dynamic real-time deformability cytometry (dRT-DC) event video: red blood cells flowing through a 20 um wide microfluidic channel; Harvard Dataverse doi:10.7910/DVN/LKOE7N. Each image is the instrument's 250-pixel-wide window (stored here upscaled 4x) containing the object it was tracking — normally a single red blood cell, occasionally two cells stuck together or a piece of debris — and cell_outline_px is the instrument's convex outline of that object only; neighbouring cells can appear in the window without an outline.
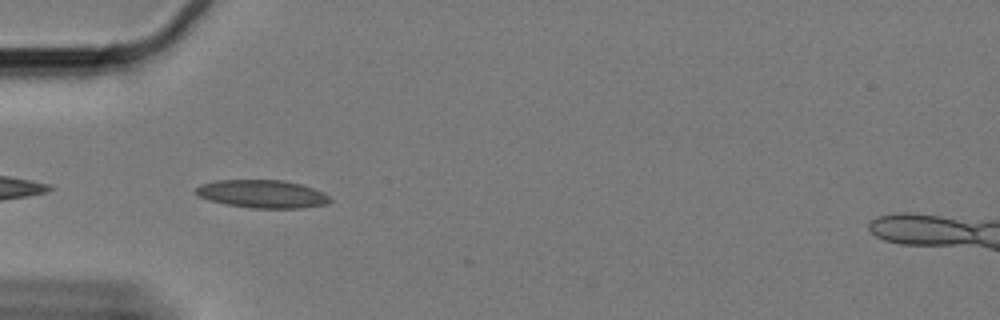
{"species": "Egyptian fruit bat (a non-hibernating species)", "species_latin": "Rousettus aegyptiacus", "temperature_condition": "cold", "stored_images_in_passage": 10, "camera_frame_rate_fps": 3000, "um_per_image_px": 0.085, "animal": {"sex": "female"}, "frame": {"image": 1, "passage_image": 2, "time_ms": 0.333, "image_size_px": [1000, 320], "cell_outline_px": [[332, 200], [328, 204], [304, 208], [252, 208], [224, 204], [208, 200], [192, 192], [200, 184], [216, 180], [284, 180], [300, 184], [324, 192], [332, 196]], "centroid_in_image_um": [22.31, 16.49], "position_along_channel_um": 62.7, "area_um2": 22.2}}
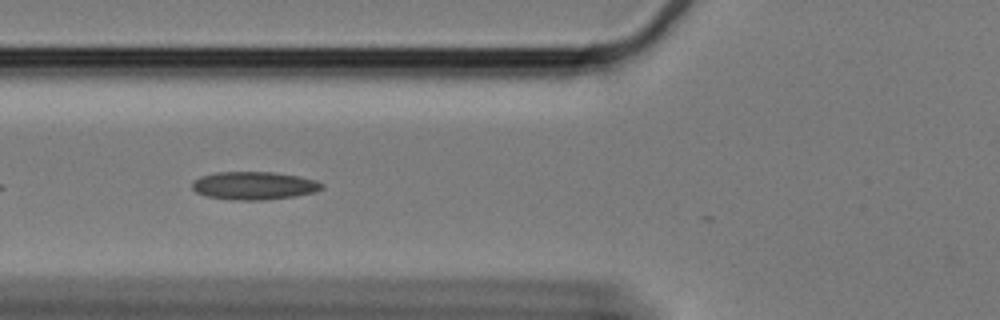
{"frame": {"image": 2, "passage_image": 6, "time_ms": 1.667, "image_size_px": [1000, 320], "cell_outline_px": [[324, 188], [312, 192], [296, 196], [264, 200], [236, 200], [208, 196], [196, 192], [192, 188], [192, 184], [200, 176], [216, 172], [272, 172], [296, 176], [316, 180], [324, 184]], "centroid_in_image_um": [21.6, 15.78], "position_along_channel_um": 104.2, "area_um2": 20.98}}
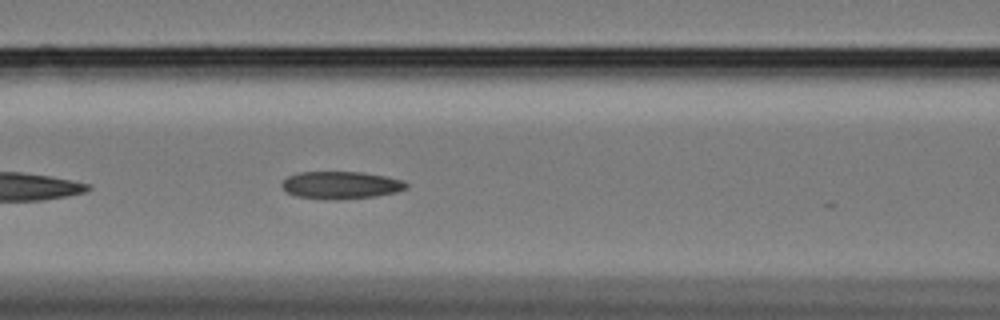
{"frame": {"image": 3, "passage_image": 9, "time_ms": 2.667, "image_size_px": [1000, 320], "cell_outline_px": [[408, 188], [396, 192], [376, 196], [336, 200], [296, 196], [288, 192], [280, 184], [288, 176], [296, 172], [360, 172], [384, 176], [404, 180], [408, 184]], "centroid_in_image_um": [28.99, 15.73], "position_along_channel_um": 137.6, "area_um2": 19.88}}